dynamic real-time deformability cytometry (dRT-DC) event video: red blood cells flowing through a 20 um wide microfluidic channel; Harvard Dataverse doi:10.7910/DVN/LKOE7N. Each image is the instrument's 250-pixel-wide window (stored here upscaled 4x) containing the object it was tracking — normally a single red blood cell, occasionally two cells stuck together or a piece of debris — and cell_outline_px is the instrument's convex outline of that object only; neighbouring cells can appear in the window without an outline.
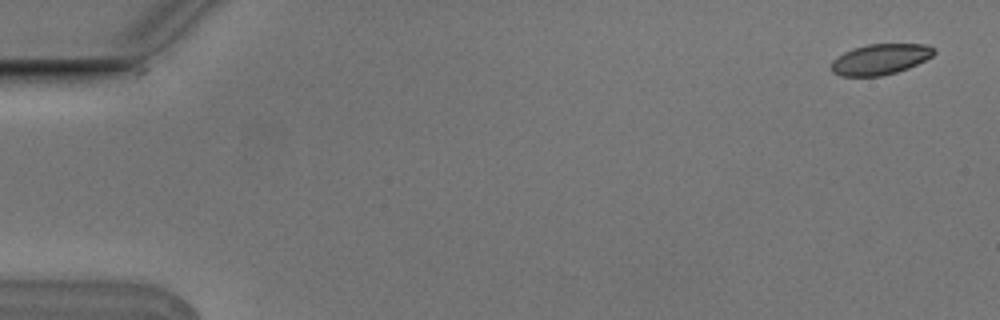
{"species": "Egyptian fruit bat (a non-hibernating species)", "species_latin": "Rousettus aegyptiacus", "temperature_condition": "cold", "stored_images_in_passage": 6, "camera_frame_rate_fps": 3000, "um_per_image_px": 0.085, "animal": {"sex": "male"}, "frame": {"image": 1, "passage_image": 1, "time_ms": 0.0, "image_size_px": [1000, 320], "cell_outline_px": [[936, 52], [932, 56], [908, 68], [896, 72], [880, 76], [840, 76], [832, 72], [832, 60], [836, 56], [852, 48], [868, 44], [928, 44], [936, 48]], "centroid_in_image_um": [74.82, 5.03], "position_along_channel_um": 10.2, "area_um2": 18.44}}